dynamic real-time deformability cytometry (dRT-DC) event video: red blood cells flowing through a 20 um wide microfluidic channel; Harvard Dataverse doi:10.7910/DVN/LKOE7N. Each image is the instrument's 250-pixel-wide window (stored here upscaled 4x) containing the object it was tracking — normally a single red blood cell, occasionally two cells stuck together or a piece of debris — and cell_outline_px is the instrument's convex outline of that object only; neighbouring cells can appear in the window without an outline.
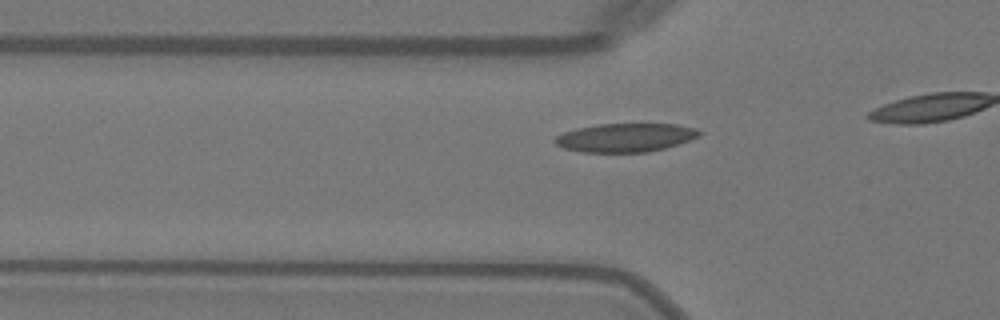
{"species": "Egyptian fruit bat (a non-hibernating species)", "species_latin": "Rousettus aegyptiacus", "temperature_condition": "warm", "stored_images_in_passage": 19, "camera_frame_rate_fps": 3000, "um_per_image_px": 0.085, "animal": {"sex": "female"}, "frame": {"image": 1, "passage_image": 14, "time_ms": 4.333, "image_size_px": [1000, 320], "cell_outline_px": [[704, 132], [700, 136], [664, 148], [648, 152], [580, 152], [564, 148], [556, 144], [552, 140], [556, 136], [564, 132], [576, 128], [600, 124], [676, 124], [696, 128]], "centroid_in_image_um": [53.15, 11.69], "position_along_channel_um": 72.6, "area_um2": 24.04}}
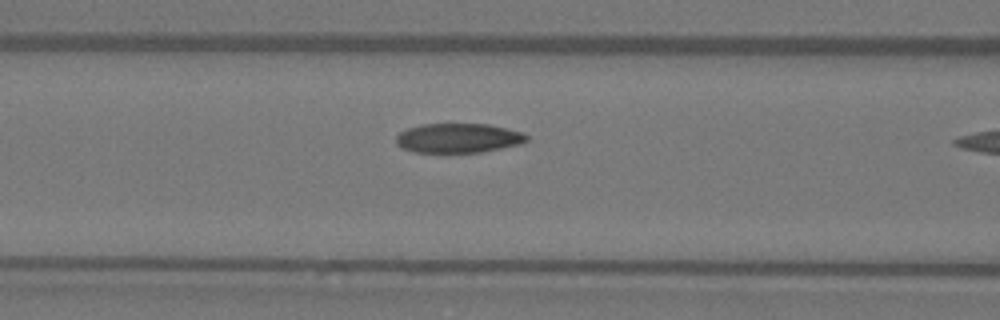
{"frame": {"image": 2, "passage_image": 18, "time_ms": 5.667, "image_size_px": [1000, 320], "cell_outline_px": [[528, 140], [524, 144], [480, 152], [412, 152], [400, 148], [396, 144], [396, 136], [400, 132], [408, 128], [420, 124], [488, 124], [508, 128], [524, 132], [528, 136]], "centroid_in_image_um": [38.98, 11.73], "position_along_channel_um": 127.6, "area_um2": 22.72}}